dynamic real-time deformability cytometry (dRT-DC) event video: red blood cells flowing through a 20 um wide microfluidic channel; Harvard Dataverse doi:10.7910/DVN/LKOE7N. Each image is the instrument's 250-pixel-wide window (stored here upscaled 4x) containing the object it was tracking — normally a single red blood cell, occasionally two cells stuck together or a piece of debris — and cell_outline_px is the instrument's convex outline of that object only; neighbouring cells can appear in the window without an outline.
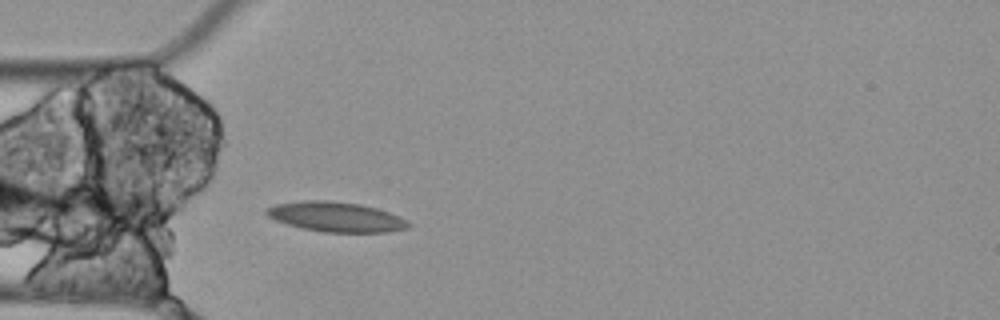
{"species": "Egyptian fruit bat (a non-hibernating species)", "species_latin": "Rousettus aegyptiacus", "temperature_condition": "cold", "stored_images_in_passage": 4, "camera_frame_rate_fps": 3000, "um_per_image_px": 0.085, "animal": {"sex": "female"}, "frame": {"image": 1, "passage_image": 4, "time_ms": 1.0, "image_size_px": [1000, 320], "cell_outline_px": [[412, 224], [408, 228], [388, 232], [324, 232], [300, 228], [276, 220], [268, 216], [264, 212], [268, 208], [276, 204], [304, 200], [332, 200], [360, 204], [376, 208], [388, 212], [408, 220]], "centroid_in_image_um": [28.58, 18.43], "position_along_channel_um": 56.4, "area_um2": 24.74}}